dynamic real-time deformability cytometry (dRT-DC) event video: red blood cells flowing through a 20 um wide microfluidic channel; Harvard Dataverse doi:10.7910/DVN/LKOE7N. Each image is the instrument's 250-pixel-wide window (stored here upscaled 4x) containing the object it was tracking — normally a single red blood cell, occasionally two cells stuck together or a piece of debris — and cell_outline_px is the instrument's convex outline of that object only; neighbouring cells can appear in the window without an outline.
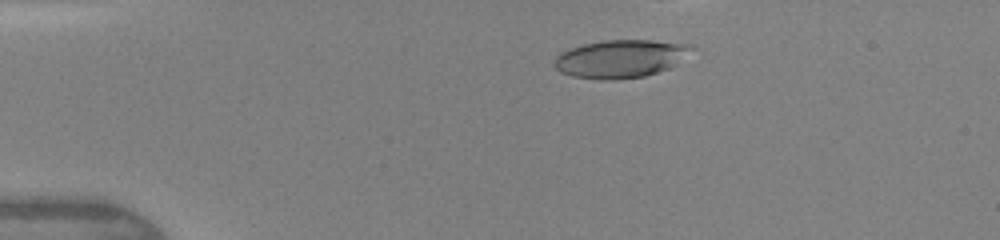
{"species": "human", "species_latin": "Homo sapiens", "temperature_condition": "warm", "stored_images_in_passage": 14, "camera_frame_rate_fps": 3000, "um_per_image_px": 0.085, "donor": {"sex": "female"}, "frame": {"image": 1, "passage_image": 5, "time_ms": 3.0, "image_size_px": [1000, 240], "cell_outline_px": [[692, 48], [676, 64], [668, 68], [644, 76], [616, 80], [600, 80], [572, 76], [560, 72], [552, 64], [552, 60], [560, 52], [568, 48], [584, 44], [604, 40], [648, 40], [692, 44]], "centroid_in_image_um": [52.66, 4.99], "position_along_channel_um": 32.3, "area_um2": 30.35}}